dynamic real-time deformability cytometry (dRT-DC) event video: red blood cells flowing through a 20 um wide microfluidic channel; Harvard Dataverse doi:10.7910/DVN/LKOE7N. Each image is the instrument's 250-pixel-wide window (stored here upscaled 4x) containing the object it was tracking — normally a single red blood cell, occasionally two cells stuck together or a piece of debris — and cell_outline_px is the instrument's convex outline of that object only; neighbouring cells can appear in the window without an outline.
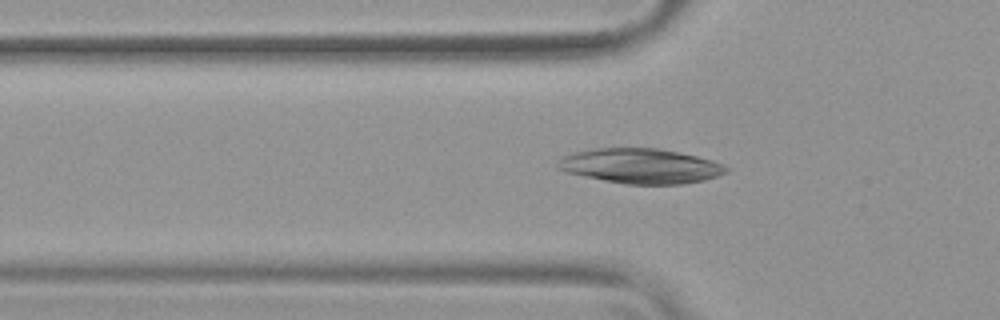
{"species": "common noctule bat (a hibernating species)", "species_latin": "Nyctalus noctula", "temperature_condition": "warm", "stored_images_in_passage": 41, "camera_frame_rate_fps": 3000, "um_per_image_px": 0.085, "animal": {"sex": "female", "body_mass_g": 19.9}, "frame": {"image": 1, "passage_image": 6, "time_ms": 1.667, "image_size_px": [1000, 320], "cell_outline_px": [[728, 172], [704, 180], [684, 184], [624, 184], [564, 172], [556, 168], [556, 160], [560, 156], [572, 152], [596, 148], [660, 148], [680, 152], [712, 160], [728, 168]], "centroid_in_image_um": [54.38, 14.1], "position_along_channel_um": 71.4, "area_um2": 34.51}}
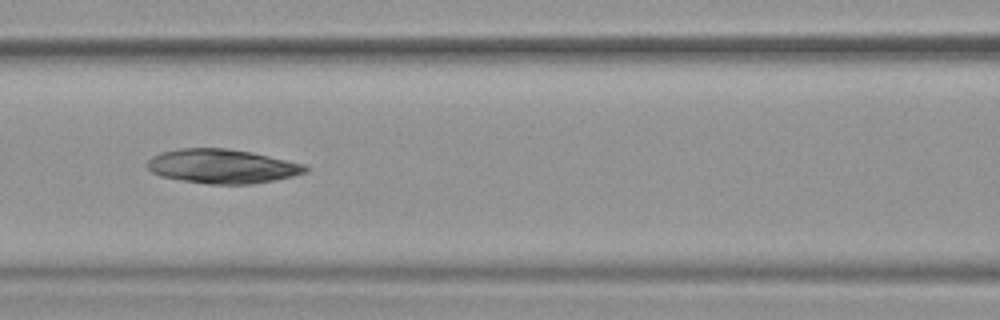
{"frame": {"image": 2, "passage_image": 12, "time_ms": 3.667, "image_size_px": [1000, 320], "cell_outline_px": [[308, 172], [292, 176], [252, 184], [208, 184], [180, 180], [160, 176], [152, 172], [148, 168], [148, 160], [152, 156], [160, 152], [180, 148], [228, 148], [252, 152], [304, 164], [308, 168]], "centroid_in_image_um": [18.87, 14.13], "position_along_channel_um": 147.7, "area_um2": 31.5}}
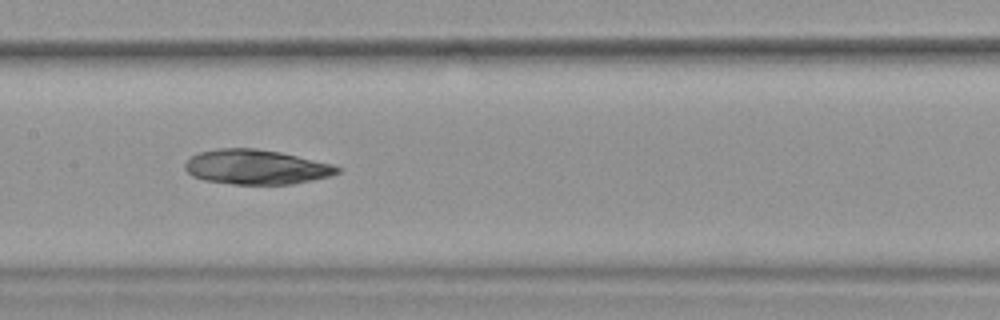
{"frame": {"image": 3, "passage_image": 15, "time_ms": 4.667, "image_size_px": [1000, 320], "cell_outline_px": [[340, 172], [332, 176], [292, 184], [232, 184], [204, 180], [192, 176], [184, 168], [184, 164], [192, 156], [200, 152], [220, 148], [256, 148], [280, 152], [332, 164], [340, 168]], "centroid_in_image_um": [21.78, 14.2], "position_along_channel_um": 185.6, "area_um2": 30.75}}